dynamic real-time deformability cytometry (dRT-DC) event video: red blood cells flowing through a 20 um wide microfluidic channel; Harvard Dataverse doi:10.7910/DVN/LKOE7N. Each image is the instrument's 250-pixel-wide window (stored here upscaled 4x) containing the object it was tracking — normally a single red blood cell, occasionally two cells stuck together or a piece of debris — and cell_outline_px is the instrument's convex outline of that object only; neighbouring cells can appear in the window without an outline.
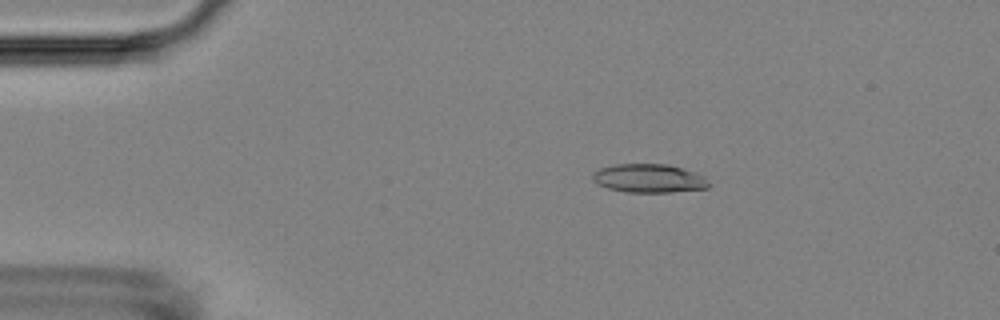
{"species": "Egyptian fruit bat (a non-hibernating species)", "species_latin": "Rousettus aegyptiacus", "temperature_condition": "room temperature", "stored_images_in_passage": 39, "camera_frame_rate_fps": 3000, "um_per_image_px": 0.085, "animal": {"sex": "female"}, "frame": {"image": 1, "passage_image": 9, "time_ms": 2.667, "image_size_px": [1000, 320], "cell_outline_px": [[712, 184], [708, 188], [672, 192], [624, 192], [608, 188], [596, 184], [592, 180], [592, 172], [600, 168], [616, 164], [668, 164], [704, 176]], "centroid_in_image_um": [55.14, 15.17], "position_along_channel_um": 29.9, "area_um2": 19.48}}
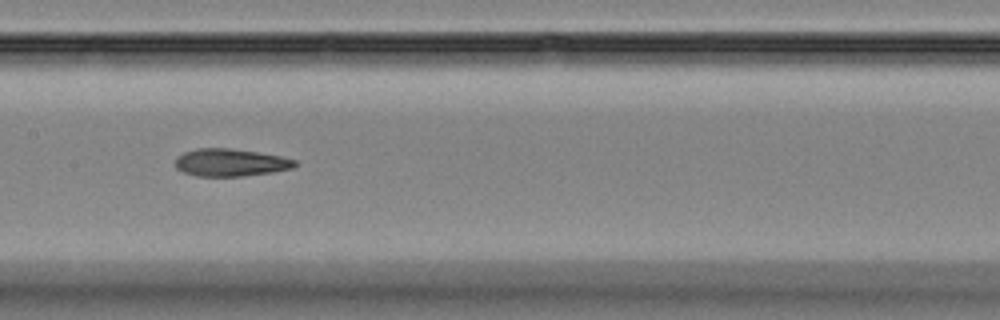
{"frame": {"image": 2, "passage_image": 26, "time_ms": 8.333, "image_size_px": [1000, 320], "cell_outline_px": [[296, 164], [292, 168], [272, 172], [244, 176], [196, 176], [184, 172], [176, 168], [176, 156], [184, 152], [196, 148], [228, 148], [256, 152], [280, 156], [296, 160]], "centroid_in_image_um": [19.56, 13.81], "position_along_channel_um": 187.8, "area_um2": 19.07}}
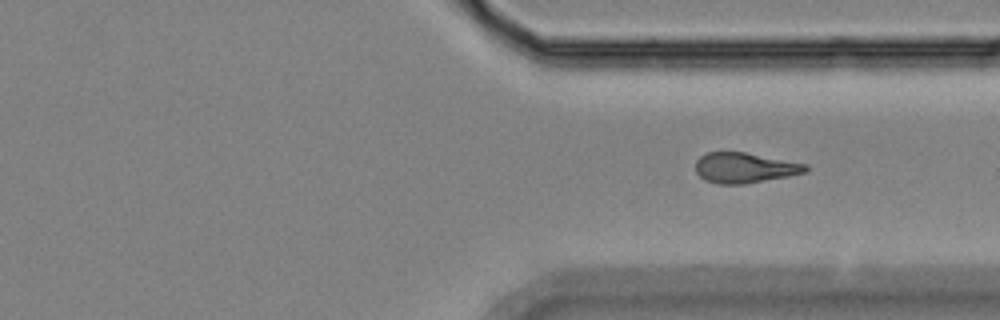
{"frame": {"image": 3, "passage_image": 39, "time_ms": 12.667, "image_size_px": [1000, 320], "cell_outline_px": [[808, 168], [804, 172], [788, 176], [744, 184], [716, 184], [704, 180], [696, 172], [696, 160], [700, 156], [708, 152], [744, 152], [808, 164]], "centroid_in_image_um": [63.26, 14.26], "position_along_channel_um": 348.1, "area_um2": 19.36}}